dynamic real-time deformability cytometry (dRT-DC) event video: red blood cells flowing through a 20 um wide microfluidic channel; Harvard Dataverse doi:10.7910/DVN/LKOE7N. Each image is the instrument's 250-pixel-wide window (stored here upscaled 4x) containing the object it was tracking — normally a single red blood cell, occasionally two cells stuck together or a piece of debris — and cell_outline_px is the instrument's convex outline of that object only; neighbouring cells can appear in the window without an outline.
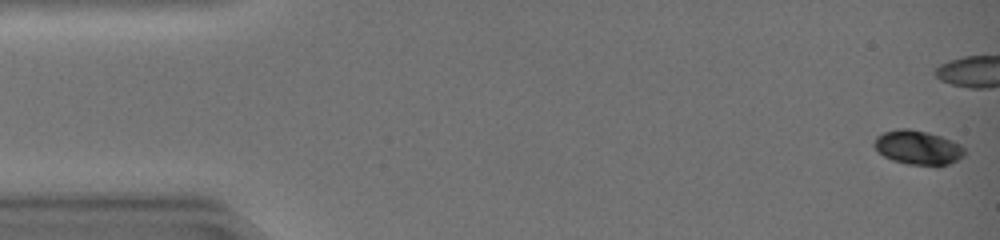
{"species": "common noctule bat (a hibernating species)", "species_latin": "Nyctalus noctula", "temperature_condition": "warm", "stored_images_in_passage": 46, "camera_frame_rate_fps": 3000, "um_per_image_px": 0.085, "animal": {"sex": "female", "body_mass_g": 19.0, "forearm_length_mm": 51.5}, "frame": {"image": 1, "passage_image": 1, "time_ms": 0.0, "image_size_px": [1000, 240], "cell_outline_px": [[964, 156], [948, 164], [936, 168], [908, 164], [892, 160], [884, 156], [872, 144], [876, 136], [884, 132], [900, 128], [908, 128], [940, 136], [952, 140], [960, 144], [964, 148]], "centroid_in_image_um": [78.03, 12.57], "position_along_channel_um": 7.0, "area_um2": 18.21}}
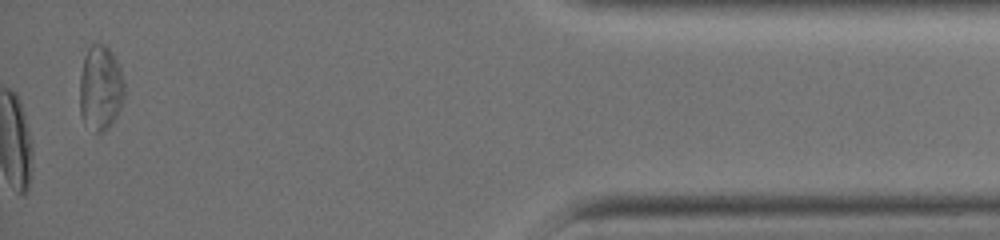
{"frame": {"image": 2, "passage_image": 46, "time_ms": 15.0, "image_size_px": [1000, 240], "cell_outline_px": [[124, 96], [120, 108], [116, 116], [108, 128], [104, 132], [96, 132], [80, 116], [80, 72], [84, 56], [92, 40], [104, 44], [112, 52], [120, 68], [124, 80]], "centroid_in_image_um": [8.53, 7.41], "position_along_channel_um": 426.7, "area_um2": 22.31}, "authors_computed_cell_mechanics": {"area_um2": 18.1492, "velocity_mm_per_s": 4.3211, "shape_relaxation_time_tau1_ms": 2.0802, "shape_relaxation_time_tau2_ms": 2.764, "deformation_change_tau1": 0.1182, "deformation_change_tau2": 0.0359}}